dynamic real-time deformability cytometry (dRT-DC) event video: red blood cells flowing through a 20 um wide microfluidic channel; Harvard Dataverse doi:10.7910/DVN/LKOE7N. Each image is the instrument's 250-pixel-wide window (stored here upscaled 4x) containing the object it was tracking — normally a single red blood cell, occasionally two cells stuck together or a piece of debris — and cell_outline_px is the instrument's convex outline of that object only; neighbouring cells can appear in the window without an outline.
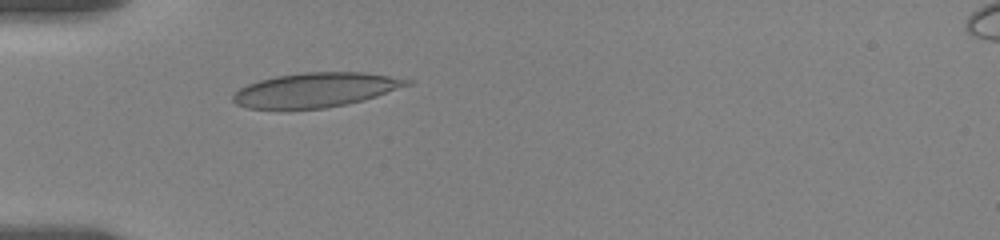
{"species": "human", "species_latin": "Homo sapiens", "temperature_condition": "room temperature", "stored_images_in_passage": 5, "camera_frame_rate_fps": 3000, "um_per_image_px": 0.085, "donor": {"sex": "female"}, "frame": {"image": 1, "passage_image": 1, "time_ms": 0.0, "image_size_px": [1000, 240], "cell_outline_px": [[416, 80], [412, 84], [364, 100], [324, 108], [248, 108], [236, 104], [232, 100], [232, 96], [240, 88], [248, 84], [260, 80], [276, 76], [304, 72], [360, 72]], "centroid_in_image_um": [26.85, 7.63], "position_along_channel_um": 58.2, "area_um2": 34.51}}
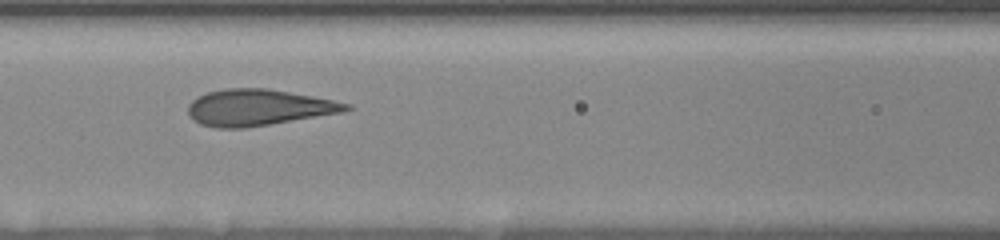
{"frame": {"image": 2, "passage_image": 4, "time_ms": 1.0, "image_size_px": [1000, 240], "cell_outline_px": [[352, 108], [344, 112], [244, 128], [216, 128], [200, 124], [192, 120], [188, 112], [188, 104], [192, 100], [208, 92], [224, 88], [268, 88], [312, 96], [352, 104]], "centroid_in_image_um": [21.95, 9.14], "position_along_channel_um": 144.7, "area_um2": 33.35}}
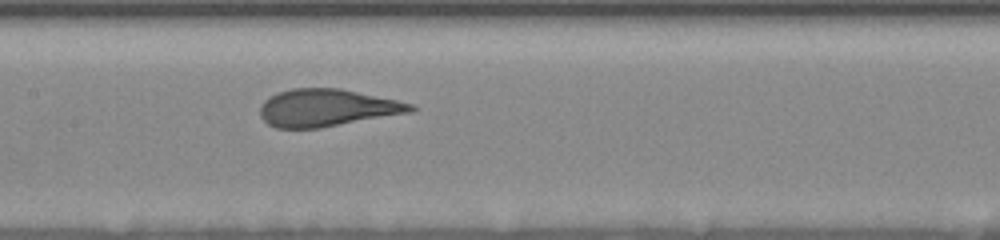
{"frame": {"image": 3, "passage_image": 5, "time_ms": 1.333, "image_size_px": [1000, 240], "cell_outline_px": [[416, 108], [412, 112], [320, 128], [276, 128], [268, 124], [260, 116], [260, 108], [264, 100], [268, 96], [276, 92], [292, 88], [340, 88], [396, 100], [412, 104]], "centroid_in_image_um": [27.75, 9.16], "position_along_channel_um": 179.7, "area_um2": 32.77}}